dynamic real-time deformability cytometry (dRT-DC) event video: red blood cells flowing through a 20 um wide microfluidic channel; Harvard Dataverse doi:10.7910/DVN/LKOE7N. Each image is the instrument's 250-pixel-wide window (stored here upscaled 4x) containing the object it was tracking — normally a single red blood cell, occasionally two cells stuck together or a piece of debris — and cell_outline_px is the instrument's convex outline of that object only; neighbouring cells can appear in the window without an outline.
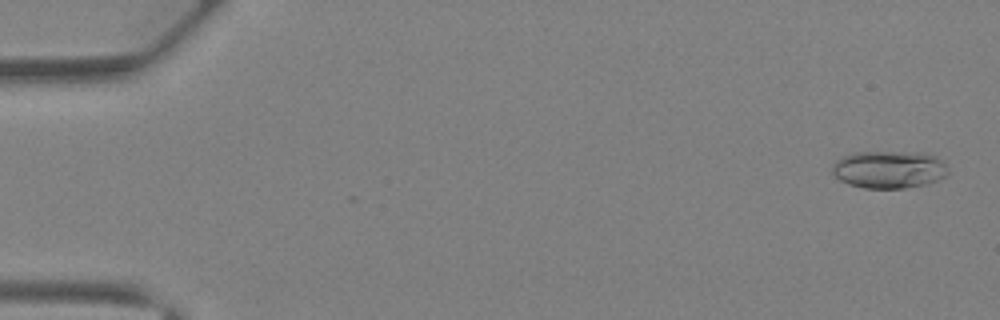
{"species": "Egyptian fruit bat (a non-hibernating species)", "species_latin": "Rousettus aegyptiacus", "temperature_condition": "warm", "stored_images_in_passage": 43, "camera_frame_rate_fps": 3000, "um_per_image_px": 0.085, "animal": {"sex": "female"}, "frame": {"image": 1, "passage_image": 2, "time_ms": 0.333, "image_size_px": [1000, 320], "cell_outline_px": [[948, 176], [928, 184], [904, 188], [864, 188], [848, 184], [832, 176], [832, 164], [836, 160], [852, 152], [928, 152], [936, 156], [948, 168]], "centroid_in_image_um": [75.57, 14.4], "position_along_channel_um": 9.4, "area_um2": 25.78}}
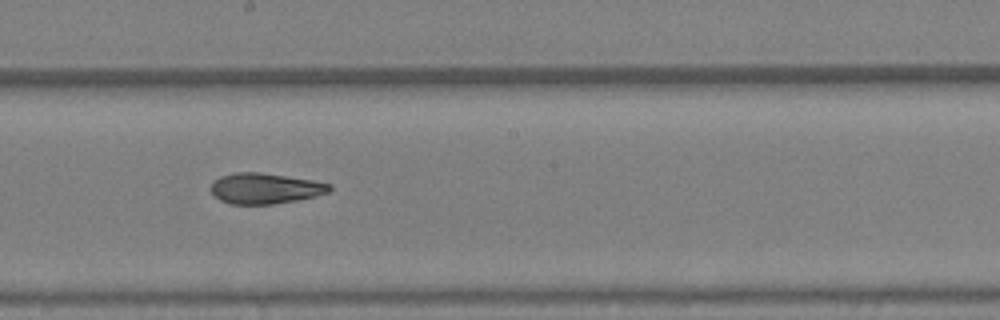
{"frame": {"image": 2, "passage_image": 24, "time_ms": 7.667, "image_size_px": [1000, 320], "cell_outline_px": [[332, 188], [328, 192], [316, 196], [296, 200], [272, 204], [232, 204], [220, 200], [212, 192], [212, 180], [220, 176], [236, 172], [260, 172], [312, 180], [332, 184]], "centroid_in_image_um": [22.53, 16.01], "position_along_channel_um": 225.7, "area_um2": 21.1}}
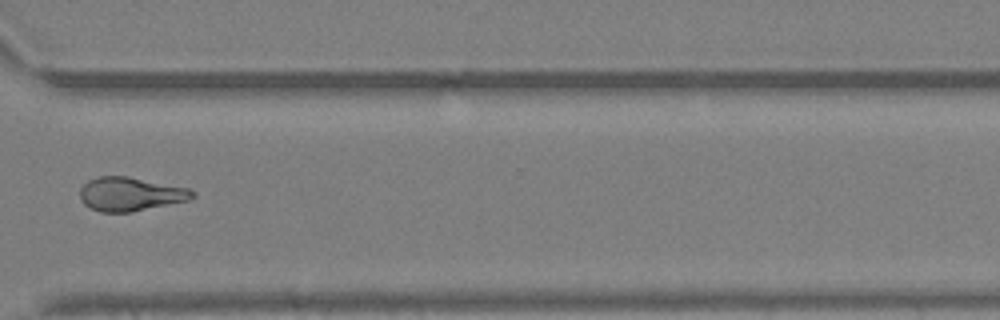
{"frame": {"image": 3, "passage_image": 32, "time_ms": 10.333, "image_size_px": [1000, 320], "cell_outline_px": [[196, 196], [192, 200], [132, 212], [100, 212], [84, 204], [80, 200], [80, 188], [88, 180], [100, 176], [128, 176], [188, 188], [196, 192]], "centroid_in_image_um": [11.12, 16.5], "position_along_channel_um": 359.5, "area_um2": 22.37}}